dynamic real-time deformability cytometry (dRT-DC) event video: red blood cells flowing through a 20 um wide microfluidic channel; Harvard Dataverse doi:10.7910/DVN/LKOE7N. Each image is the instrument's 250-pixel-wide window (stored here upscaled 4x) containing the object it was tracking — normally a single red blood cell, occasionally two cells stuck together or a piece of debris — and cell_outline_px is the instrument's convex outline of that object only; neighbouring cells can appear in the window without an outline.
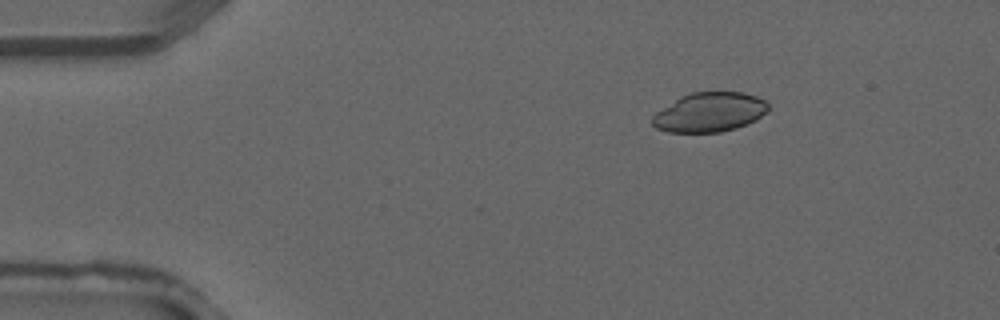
{"species": "common noctule bat (a hibernating species)", "species_latin": "Nyctalus noctula", "temperature_condition": "warm", "stored_images_in_passage": 3, "camera_frame_rate_fps": 3000, "um_per_image_px": 0.085, "animal": {"sex": "male", "forearm_length_mm": 52.5}, "frame": {"image": 1, "passage_image": 2, "time_ms": 0.333, "image_size_px": [1000, 320], "cell_outline_px": [[768, 112], [756, 120], [736, 128], [720, 132], [668, 132], [656, 128], [652, 124], [652, 116], [656, 112], [680, 96], [692, 92], [744, 92], [756, 96], [764, 100], [768, 104]], "centroid_in_image_um": [60.32, 9.53], "position_along_channel_um": 24.7, "area_um2": 26.7}}